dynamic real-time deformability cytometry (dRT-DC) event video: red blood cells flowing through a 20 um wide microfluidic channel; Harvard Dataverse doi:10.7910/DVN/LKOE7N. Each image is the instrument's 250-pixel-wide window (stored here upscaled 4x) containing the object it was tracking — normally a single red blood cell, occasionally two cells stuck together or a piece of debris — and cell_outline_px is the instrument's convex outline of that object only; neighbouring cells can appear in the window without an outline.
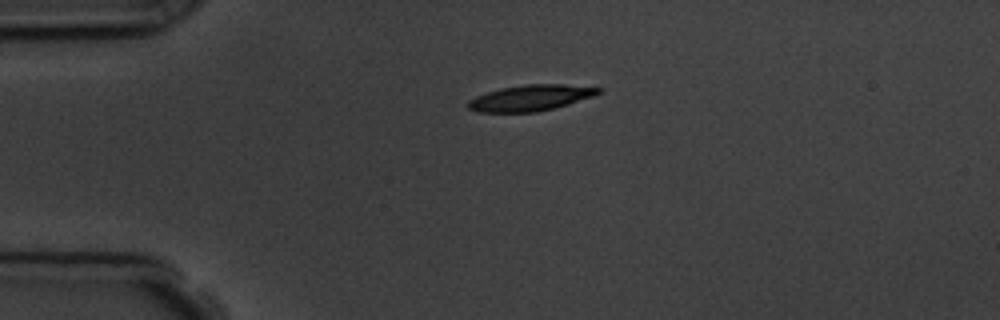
{"species": "common noctule bat (a hibernating species)", "species_latin": "Nyctalus noctula", "temperature_condition": "room temperature", "stored_images_in_passage": 2, "camera_frame_rate_fps": 3000, "um_per_image_px": 0.085, "animal": {"sex": "male", "body_mass_g": 19.5, "forearm_length_mm": 54.6}, "frame": {"image": 1, "passage_image": 1, "time_ms": 0.0, "image_size_px": [1000, 320], "cell_outline_px": [[604, 88], [596, 96], [568, 104], [536, 112], [476, 112], [468, 108], [468, 100], [476, 96], [500, 88], [524, 84], [564, 84]], "centroid_in_image_um": [45.12, 8.31], "position_along_channel_um": 39.9, "area_um2": 19.77}}